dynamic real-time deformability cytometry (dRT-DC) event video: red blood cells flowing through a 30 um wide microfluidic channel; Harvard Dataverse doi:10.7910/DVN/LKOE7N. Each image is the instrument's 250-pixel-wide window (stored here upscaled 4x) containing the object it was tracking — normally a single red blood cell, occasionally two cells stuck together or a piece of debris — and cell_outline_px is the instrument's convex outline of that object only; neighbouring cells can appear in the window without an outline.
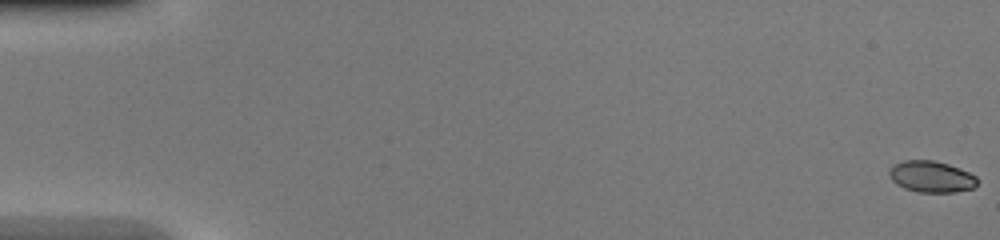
{"species": "common noctule bat (a hibernating species)", "species_latin": "Nyctalus noctula", "temperature_condition": "warm", "stored_images_in_passage": 47, "camera_frame_rate_fps": 3000, "um_per_image_px": 0.085, "animal": {"sex": "female", "body_mass_g": 20.0, "forearm_length_mm": 54.0}, "frame": {"image": 1, "passage_image": 1, "time_ms": 0.0, "image_size_px": [1000, 240], "cell_outline_px": [[976, 184], [972, 188], [956, 192], [920, 192], [904, 188], [896, 184], [888, 176], [888, 172], [896, 164], [904, 160], [932, 160], [948, 164], [960, 168], [976, 176]], "centroid_in_image_um": [79.15, 15.02], "position_along_channel_um": 5.9, "area_um2": 15.95}}
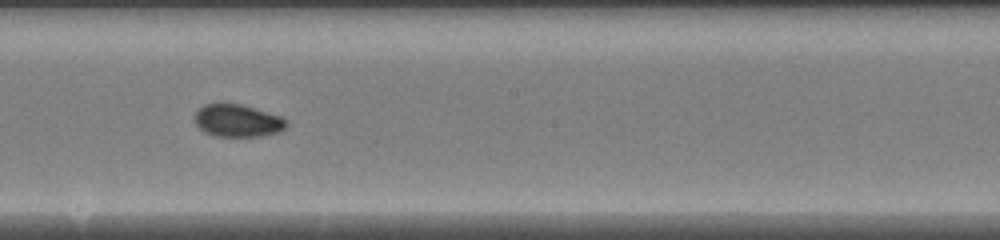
{"frame": {"image": 2, "passage_image": 27, "time_ms": 8.667, "image_size_px": [1000, 240], "cell_outline_px": [[288, 124], [284, 128], [276, 132], [260, 136], [212, 136], [204, 132], [196, 124], [196, 112], [204, 104], [240, 104], [280, 116], [288, 120]], "centroid_in_image_um": [20.19, 10.26], "position_along_channel_um": 228.0, "area_um2": 17.05}}
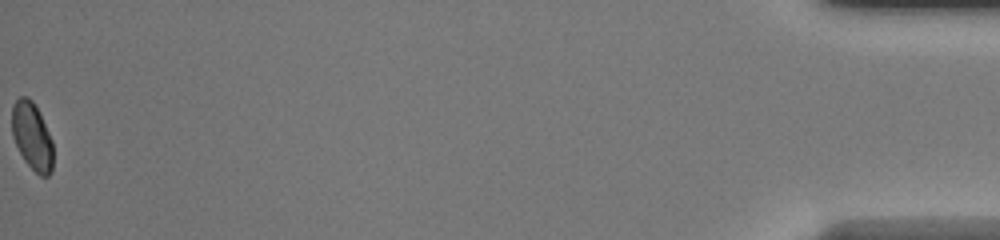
{"frame": {"image": 3, "passage_image": 47, "time_ms": 15.333, "image_size_px": [1000, 240], "cell_outline_px": [[52, 172], [48, 176], [40, 176], [24, 160], [12, 136], [12, 104], [20, 96], [28, 96], [32, 100], [52, 140]], "centroid_in_image_um": [2.71, 11.58], "position_along_channel_um": 432.5, "area_um2": 15.95}}